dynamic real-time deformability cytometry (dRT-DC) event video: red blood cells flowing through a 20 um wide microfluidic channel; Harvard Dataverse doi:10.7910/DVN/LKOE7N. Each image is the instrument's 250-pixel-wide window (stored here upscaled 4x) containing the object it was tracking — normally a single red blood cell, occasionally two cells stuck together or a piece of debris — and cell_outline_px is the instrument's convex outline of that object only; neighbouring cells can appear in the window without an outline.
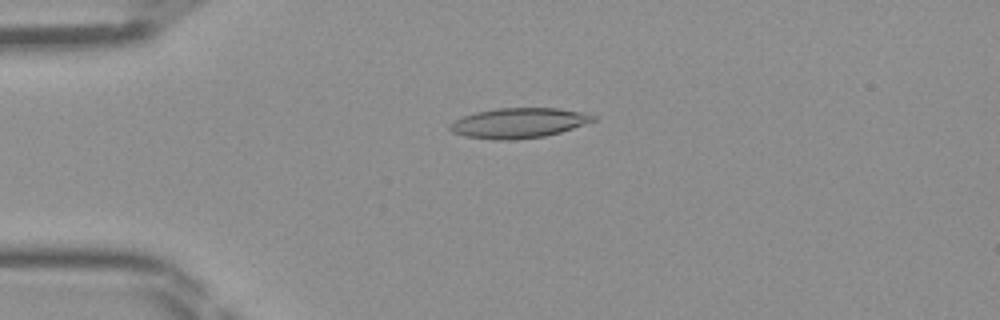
{"species": "Egyptian fruit bat (a non-hibernating species)", "species_latin": "Rousettus aegyptiacus", "temperature_condition": "room temperature", "stored_images_in_passage": 46, "camera_frame_rate_fps": 3000, "um_per_image_px": 0.085, "frame": {"image": 1, "passage_image": 11, "time_ms": 3.333, "image_size_px": [1000, 320], "cell_outline_px": [[596, 120], [560, 132], [544, 136], [516, 140], [496, 140], [464, 136], [452, 132], [448, 128], [448, 124], [452, 120], [476, 112], [496, 108], [556, 108], [580, 112], [596, 116]], "centroid_in_image_um": [44.02, 10.46], "position_along_channel_um": 41.0, "area_um2": 25.09}}
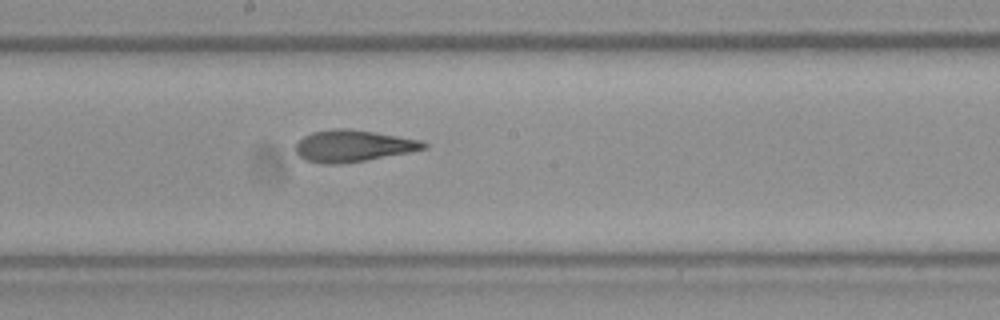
{"frame": {"image": 2, "passage_image": 25, "time_ms": 8.0, "image_size_px": [1000, 320], "cell_outline_px": [[428, 148], [412, 152], [340, 164], [324, 164], [304, 160], [296, 152], [296, 144], [304, 136], [312, 132], [332, 128], [344, 128], [372, 132], [420, 140], [428, 144]], "centroid_in_image_um": [30.0, 12.41], "position_along_channel_um": 218.2, "area_um2": 23.52}}
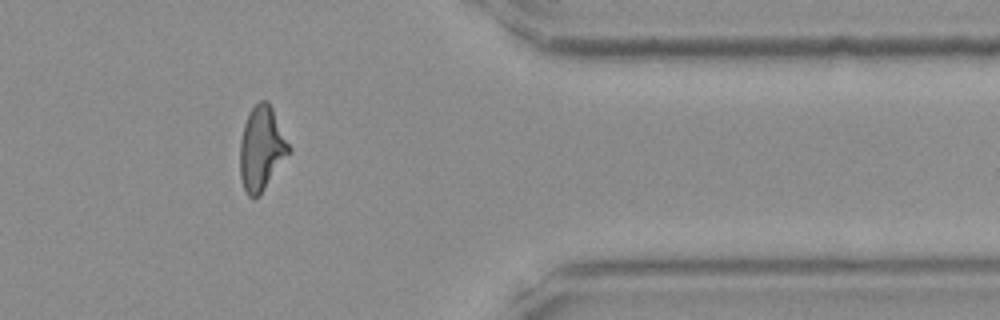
{"frame": {"image": 3, "passage_image": 38, "time_ms": 12.333, "image_size_px": [1000, 320], "cell_outline_px": [[292, 148], [260, 196], [252, 200], [248, 196], [244, 188], [240, 176], [240, 140], [244, 124], [248, 112], [260, 100], [268, 100]], "centroid_in_image_um": [22.22, 12.63], "position_along_channel_um": 389.2, "area_um2": 24.04}}